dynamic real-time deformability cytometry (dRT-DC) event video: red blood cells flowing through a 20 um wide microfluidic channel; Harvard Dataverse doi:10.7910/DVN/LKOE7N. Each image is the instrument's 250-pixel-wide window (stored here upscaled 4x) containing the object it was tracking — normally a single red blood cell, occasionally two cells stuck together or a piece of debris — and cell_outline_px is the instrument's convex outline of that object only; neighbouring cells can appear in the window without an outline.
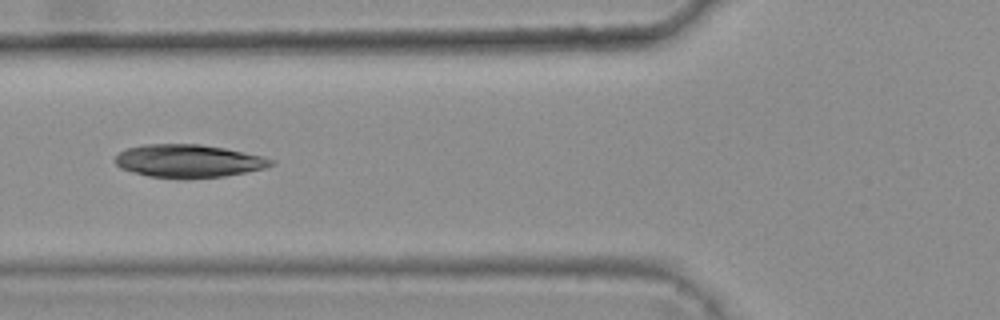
{"species": "common noctule bat (a hibernating species)", "species_latin": "Nyctalus noctula", "temperature_condition": "warm", "stored_images_in_passage": 6, "camera_frame_rate_fps": 3000, "um_per_image_px": 0.085, "animal": {"sex": "female", "body_mass_g": 25.1}, "frame": {"image": 1, "passage_image": 6, "time_ms": 1.667, "image_size_px": [1000, 320], "cell_outline_px": [[276, 160], [272, 164], [264, 168], [224, 176], [184, 180], [148, 176], [132, 172], [120, 168], [112, 160], [120, 152], [128, 148], [144, 144], [200, 144], [224, 148], [264, 156]], "centroid_in_image_um": [15.99, 13.7], "position_along_channel_um": 109.8, "area_um2": 30.29}}